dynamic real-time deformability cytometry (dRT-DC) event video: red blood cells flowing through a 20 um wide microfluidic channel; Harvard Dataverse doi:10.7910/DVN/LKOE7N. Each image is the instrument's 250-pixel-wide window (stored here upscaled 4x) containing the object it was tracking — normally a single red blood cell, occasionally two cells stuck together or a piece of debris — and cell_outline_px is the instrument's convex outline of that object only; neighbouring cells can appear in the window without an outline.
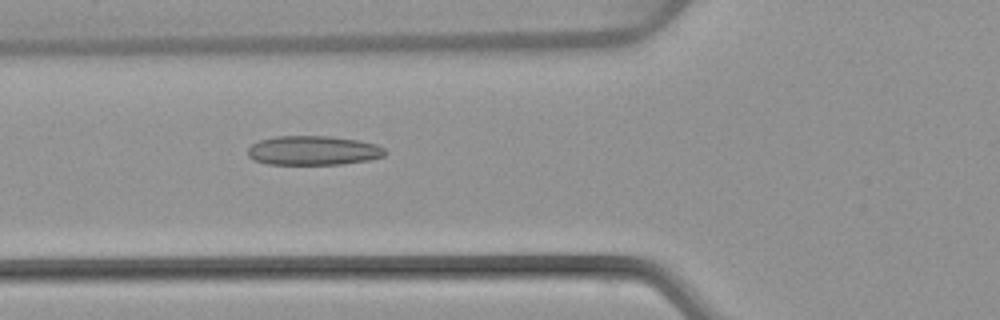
{"species": "common noctule bat (a hibernating species)", "species_latin": "Nyctalus noctula", "temperature_condition": "warm", "stored_images_in_passage": 5, "camera_frame_rate_fps": 3000, "um_per_image_px": 0.085, "animal": {"sex": "female", "body_mass_g": 22.7, "forearm_length_mm": 54.2}, "frame": {"image": 1, "passage_image": 5, "time_ms": 5.0, "image_size_px": [1000, 320], "cell_outline_px": [[388, 152], [384, 156], [368, 160], [344, 164], [268, 164], [252, 160], [248, 156], [248, 148], [252, 144], [260, 140], [276, 136], [332, 136], [360, 140], [376, 144], [384, 148]], "centroid_in_image_um": [26.64, 12.79], "position_along_channel_um": 99.2, "area_um2": 23.64}}